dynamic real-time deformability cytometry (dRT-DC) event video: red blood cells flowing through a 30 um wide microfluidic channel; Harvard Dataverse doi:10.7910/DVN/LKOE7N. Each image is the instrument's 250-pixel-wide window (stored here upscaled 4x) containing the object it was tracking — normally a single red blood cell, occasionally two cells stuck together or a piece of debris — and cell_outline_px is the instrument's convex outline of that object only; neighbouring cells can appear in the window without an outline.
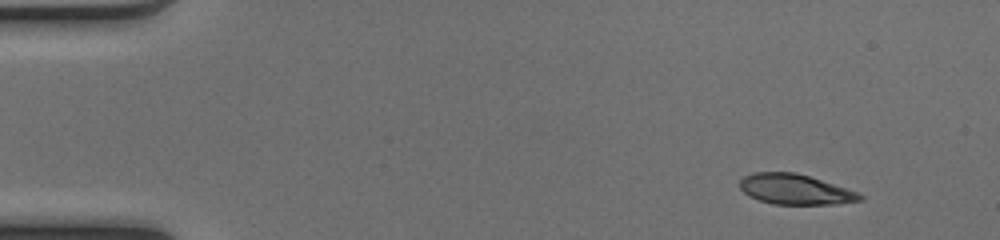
{"species": "common noctule bat (a hibernating species)", "species_latin": "Nyctalus noctula", "temperature_condition": "cold", "stored_images_in_passage": 35, "camera_frame_rate_fps": 3000, "um_per_image_px": 0.085, "animal": {"sex": "female", "body_mass_g": 17.0, "forearm_length_mm": 48.0}, "frame": {"image": 1, "passage_image": 1, "time_ms": 0.0, "image_size_px": [1000, 240], "cell_outline_px": [[856, 196], [848, 200], [816, 204], [784, 204], [764, 200], [748, 192], [752, 176], [768, 172], [784, 172], [804, 176], [816, 180]], "centroid_in_image_um": [67.53, 16.11], "position_along_channel_um": 17.5, "area_um2": 16.94}}
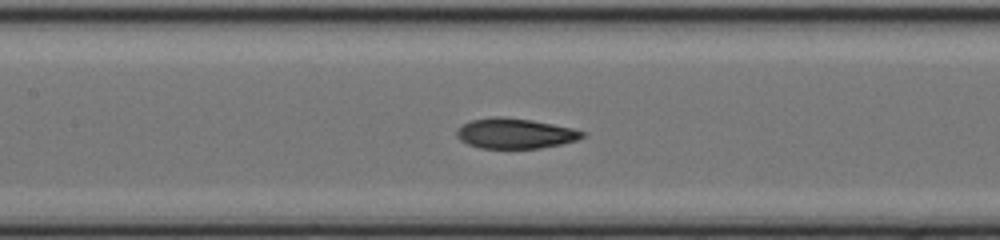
{"frame": {"image": 2, "passage_image": 20, "time_ms": 6.333, "image_size_px": [1000, 240], "cell_outline_px": [[580, 136], [568, 140], [552, 144], [528, 148], [496, 148], [476, 144], [468, 140], [464, 136], [464, 128], [468, 124], [480, 120], [520, 120], [544, 124], [564, 128], [580, 132]], "centroid_in_image_um": [43.86, 11.38], "position_along_channel_um": 163.5, "area_um2": 17.92}}
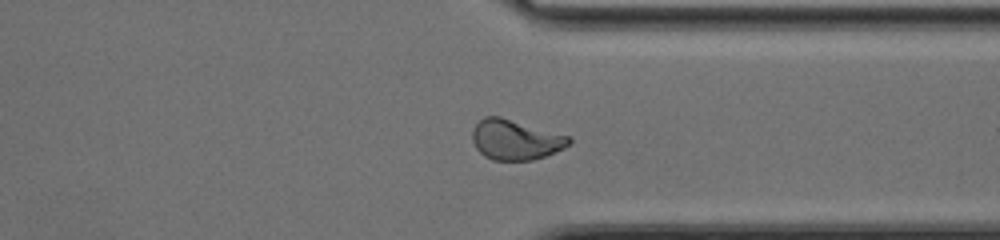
{"frame": {"image": 3, "passage_image": 35, "time_ms": 11.333, "image_size_px": [1000, 240], "cell_outline_px": [[568, 144], [560, 148], [540, 156], [524, 160], [500, 160], [488, 156], [480, 148], [496, 120], [504, 120], [568, 140]], "centroid_in_image_um": [44.1, 12.08], "position_along_channel_um": 367.3, "area_um2": 16.36}, "authors_computed_cell_mechanics": {"area_um2": 17.5134, "velocity_mm_per_s": 4.0903, "shape_relaxation_time_tau1_ms": null, "shape_relaxation_time_tau2_ms": 2.2633, "deformation_change_tau1": null, "deformation_change_tau2": 0.0923}}